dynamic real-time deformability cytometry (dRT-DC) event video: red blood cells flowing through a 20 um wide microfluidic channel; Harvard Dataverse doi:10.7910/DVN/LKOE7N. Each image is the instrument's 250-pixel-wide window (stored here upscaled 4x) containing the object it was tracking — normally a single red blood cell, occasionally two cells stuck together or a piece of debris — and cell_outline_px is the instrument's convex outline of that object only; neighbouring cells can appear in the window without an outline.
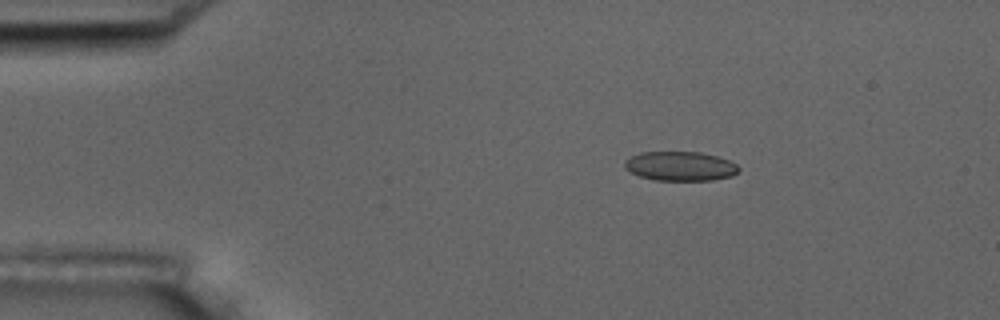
{"species": "common noctule bat (a hibernating species)", "species_latin": "Nyctalus noctula", "temperature_condition": "room temperature", "stored_images_in_passage": 4, "camera_frame_rate_fps": 3000, "um_per_image_px": 0.085, "animal": {"sex": "male", "body_mass_g": 17.5, "forearm_length_mm": 52.3}, "frame": {"image": 1, "passage_image": 2, "time_ms": 1.0, "image_size_px": [1000, 320], "cell_outline_px": [[740, 168], [732, 176], [712, 180], [656, 180], [640, 176], [624, 168], [624, 160], [640, 152], [700, 152], [716, 156], [728, 160], [736, 164]], "centroid_in_image_um": [57.81, 14.12], "position_along_channel_um": 27.2, "area_um2": 19.36}}